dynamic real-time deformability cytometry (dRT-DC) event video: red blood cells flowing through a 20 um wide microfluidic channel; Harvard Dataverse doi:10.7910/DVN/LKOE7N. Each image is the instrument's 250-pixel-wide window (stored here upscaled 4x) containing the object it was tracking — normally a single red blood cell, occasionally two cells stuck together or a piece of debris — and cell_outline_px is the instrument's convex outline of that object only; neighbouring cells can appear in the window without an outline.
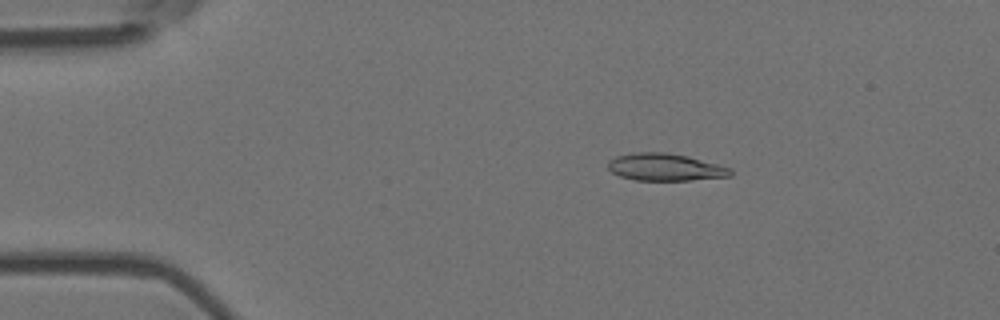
{"species": "Egyptian fruit bat (a non-hibernating species)", "species_latin": "Rousettus aegyptiacus", "temperature_condition": "room temperature", "stored_images_in_passage": 5, "camera_frame_rate_fps": 3000, "um_per_image_px": 0.085, "animal": {"sex": "female"}, "frame": {"image": 1, "passage_image": 3, "time_ms": 0.667, "image_size_px": [1000, 320], "cell_outline_px": [[732, 176], [692, 180], [636, 180], [620, 176], [612, 172], [608, 168], [608, 160], [616, 156], [632, 152], [668, 152], [688, 156], [732, 168]], "centroid_in_image_um": [56.54, 14.2], "position_along_channel_um": 28.5, "area_um2": 19.59}}
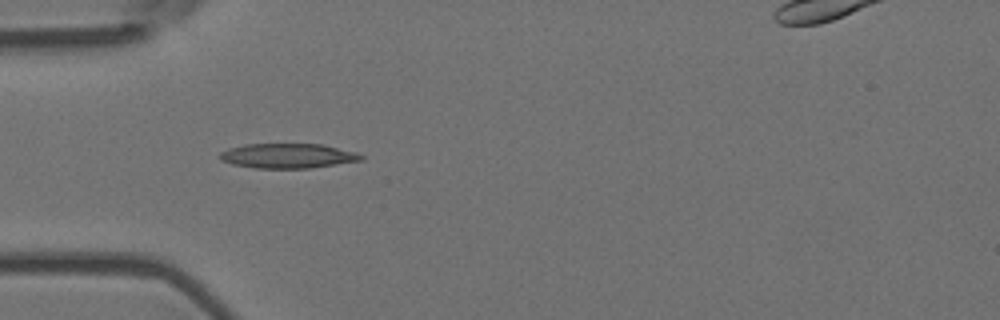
{"frame": {"image": 2, "passage_image": 5, "time_ms": 1.333, "image_size_px": [1000, 320], "cell_outline_px": [[364, 160], [312, 168], [256, 168], [232, 164], [220, 160], [220, 152], [228, 148], [244, 144], [324, 144], [356, 152], [364, 156]], "centroid_in_image_um": [24.48, 13.24], "position_along_channel_um": 60.5, "area_um2": 20.52}}